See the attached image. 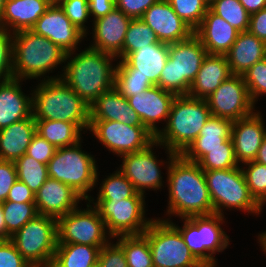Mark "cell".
<instances>
[{
	"label": "cell",
	"mask_w": 266,
	"mask_h": 267,
	"mask_svg": "<svg viewBox=\"0 0 266 267\" xmlns=\"http://www.w3.org/2000/svg\"><path fill=\"white\" fill-rule=\"evenodd\" d=\"M154 84L139 74H115V88L126 98L140 94Z\"/></svg>",
	"instance_id": "obj_45"
},
{
	"label": "cell",
	"mask_w": 266,
	"mask_h": 267,
	"mask_svg": "<svg viewBox=\"0 0 266 267\" xmlns=\"http://www.w3.org/2000/svg\"><path fill=\"white\" fill-rule=\"evenodd\" d=\"M109 152L121 157L147 148L155 141L145 126H129L119 121L90 120L89 129Z\"/></svg>",
	"instance_id": "obj_14"
},
{
	"label": "cell",
	"mask_w": 266,
	"mask_h": 267,
	"mask_svg": "<svg viewBox=\"0 0 266 267\" xmlns=\"http://www.w3.org/2000/svg\"><path fill=\"white\" fill-rule=\"evenodd\" d=\"M248 31L266 43V8L250 15Z\"/></svg>",
	"instance_id": "obj_53"
},
{
	"label": "cell",
	"mask_w": 266,
	"mask_h": 267,
	"mask_svg": "<svg viewBox=\"0 0 266 267\" xmlns=\"http://www.w3.org/2000/svg\"><path fill=\"white\" fill-rule=\"evenodd\" d=\"M6 201H13L19 203L35 202V194L23 182L16 180L9 190Z\"/></svg>",
	"instance_id": "obj_52"
},
{
	"label": "cell",
	"mask_w": 266,
	"mask_h": 267,
	"mask_svg": "<svg viewBox=\"0 0 266 267\" xmlns=\"http://www.w3.org/2000/svg\"><path fill=\"white\" fill-rule=\"evenodd\" d=\"M84 199L69 185L48 178L35 194V205L38 214L55 219L68 214L78 207Z\"/></svg>",
	"instance_id": "obj_23"
},
{
	"label": "cell",
	"mask_w": 266,
	"mask_h": 267,
	"mask_svg": "<svg viewBox=\"0 0 266 267\" xmlns=\"http://www.w3.org/2000/svg\"><path fill=\"white\" fill-rule=\"evenodd\" d=\"M143 234L148 238L154 267H204L169 221L156 218Z\"/></svg>",
	"instance_id": "obj_12"
},
{
	"label": "cell",
	"mask_w": 266,
	"mask_h": 267,
	"mask_svg": "<svg viewBox=\"0 0 266 267\" xmlns=\"http://www.w3.org/2000/svg\"><path fill=\"white\" fill-rule=\"evenodd\" d=\"M82 142L57 148L47 164V170L50 178L69 185L86 202L91 198L87 193L98 185L100 173L94 156L82 150Z\"/></svg>",
	"instance_id": "obj_6"
},
{
	"label": "cell",
	"mask_w": 266,
	"mask_h": 267,
	"mask_svg": "<svg viewBox=\"0 0 266 267\" xmlns=\"http://www.w3.org/2000/svg\"><path fill=\"white\" fill-rule=\"evenodd\" d=\"M63 9L69 20L85 35L88 27L85 25L90 18L88 0H55Z\"/></svg>",
	"instance_id": "obj_44"
},
{
	"label": "cell",
	"mask_w": 266,
	"mask_h": 267,
	"mask_svg": "<svg viewBox=\"0 0 266 267\" xmlns=\"http://www.w3.org/2000/svg\"><path fill=\"white\" fill-rule=\"evenodd\" d=\"M56 147L49 143L46 139L35 133L28 146L26 154L35 158L37 161L48 164L53 157Z\"/></svg>",
	"instance_id": "obj_48"
},
{
	"label": "cell",
	"mask_w": 266,
	"mask_h": 267,
	"mask_svg": "<svg viewBox=\"0 0 266 267\" xmlns=\"http://www.w3.org/2000/svg\"><path fill=\"white\" fill-rule=\"evenodd\" d=\"M36 124L33 114L0 130V160L16 161L28 149Z\"/></svg>",
	"instance_id": "obj_31"
},
{
	"label": "cell",
	"mask_w": 266,
	"mask_h": 267,
	"mask_svg": "<svg viewBox=\"0 0 266 267\" xmlns=\"http://www.w3.org/2000/svg\"><path fill=\"white\" fill-rule=\"evenodd\" d=\"M154 146H161L156 140L147 148L121 156L122 164L118 168L121 173L134 185L136 191L145 195V190H160L163 186V176L160 165L164 161L154 155ZM163 182V183H162Z\"/></svg>",
	"instance_id": "obj_16"
},
{
	"label": "cell",
	"mask_w": 266,
	"mask_h": 267,
	"mask_svg": "<svg viewBox=\"0 0 266 267\" xmlns=\"http://www.w3.org/2000/svg\"><path fill=\"white\" fill-rule=\"evenodd\" d=\"M103 246L98 255V267H128L123 248L116 242Z\"/></svg>",
	"instance_id": "obj_47"
},
{
	"label": "cell",
	"mask_w": 266,
	"mask_h": 267,
	"mask_svg": "<svg viewBox=\"0 0 266 267\" xmlns=\"http://www.w3.org/2000/svg\"><path fill=\"white\" fill-rule=\"evenodd\" d=\"M6 0H0V18L2 16Z\"/></svg>",
	"instance_id": "obj_59"
},
{
	"label": "cell",
	"mask_w": 266,
	"mask_h": 267,
	"mask_svg": "<svg viewBox=\"0 0 266 267\" xmlns=\"http://www.w3.org/2000/svg\"><path fill=\"white\" fill-rule=\"evenodd\" d=\"M211 112L206 99L176 96L164 128L155 136L160 148L182 154L198 137Z\"/></svg>",
	"instance_id": "obj_4"
},
{
	"label": "cell",
	"mask_w": 266,
	"mask_h": 267,
	"mask_svg": "<svg viewBox=\"0 0 266 267\" xmlns=\"http://www.w3.org/2000/svg\"><path fill=\"white\" fill-rule=\"evenodd\" d=\"M55 0H6L0 28L10 33L31 30Z\"/></svg>",
	"instance_id": "obj_26"
},
{
	"label": "cell",
	"mask_w": 266,
	"mask_h": 267,
	"mask_svg": "<svg viewBox=\"0 0 266 267\" xmlns=\"http://www.w3.org/2000/svg\"><path fill=\"white\" fill-rule=\"evenodd\" d=\"M266 204V201L261 205V211L263 209V206Z\"/></svg>",
	"instance_id": "obj_62"
},
{
	"label": "cell",
	"mask_w": 266,
	"mask_h": 267,
	"mask_svg": "<svg viewBox=\"0 0 266 267\" xmlns=\"http://www.w3.org/2000/svg\"><path fill=\"white\" fill-rule=\"evenodd\" d=\"M17 180L25 183L36 194L49 178L47 165L37 161L26 153L15 161Z\"/></svg>",
	"instance_id": "obj_35"
},
{
	"label": "cell",
	"mask_w": 266,
	"mask_h": 267,
	"mask_svg": "<svg viewBox=\"0 0 266 267\" xmlns=\"http://www.w3.org/2000/svg\"><path fill=\"white\" fill-rule=\"evenodd\" d=\"M0 267H32L11 240H0Z\"/></svg>",
	"instance_id": "obj_49"
},
{
	"label": "cell",
	"mask_w": 266,
	"mask_h": 267,
	"mask_svg": "<svg viewBox=\"0 0 266 267\" xmlns=\"http://www.w3.org/2000/svg\"><path fill=\"white\" fill-rule=\"evenodd\" d=\"M115 7V0H88L89 15L94 17L92 21L105 16Z\"/></svg>",
	"instance_id": "obj_54"
},
{
	"label": "cell",
	"mask_w": 266,
	"mask_h": 267,
	"mask_svg": "<svg viewBox=\"0 0 266 267\" xmlns=\"http://www.w3.org/2000/svg\"><path fill=\"white\" fill-rule=\"evenodd\" d=\"M211 115L232 122L255 111L242 75H231L206 99Z\"/></svg>",
	"instance_id": "obj_15"
},
{
	"label": "cell",
	"mask_w": 266,
	"mask_h": 267,
	"mask_svg": "<svg viewBox=\"0 0 266 267\" xmlns=\"http://www.w3.org/2000/svg\"><path fill=\"white\" fill-rule=\"evenodd\" d=\"M259 240L258 243L260 244V248H262L265 253H266V231L262 232L261 234L258 235L257 237Z\"/></svg>",
	"instance_id": "obj_58"
},
{
	"label": "cell",
	"mask_w": 266,
	"mask_h": 267,
	"mask_svg": "<svg viewBox=\"0 0 266 267\" xmlns=\"http://www.w3.org/2000/svg\"><path fill=\"white\" fill-rule=\"evenodd\" d=\"M2 209L7 226V233L10 236L38 214L35 202L19 203L4 201L2 202Z\"/></svg>",
	"instance_id": "obj_38"
},
{
	"label": "cell",
	"mask_w": 266,
	"mask_h": 267,
	"mask_svg": "<svg viewBox=\"0 0 266 267\" xmlns=\"http://www.w3.org/2000/svg\"><path fill=\"white\" fill-rule=\"evenodd\" d=\"M31 30L50 39L67 53L76 51L87 36L69 20L56 1L47 8Z\"/></svg>",
	"instance_id": "obj_17"
},
{
	"label": "cell",
	"mask_w": 266,
	"mask_h": 267,
	"mask_svg": "<svg viewBox=\"0 0 266 267\" xmlns=\"http://www.w3.org/2000/svg\"><path fill=\"white\" fill-rule=\"evenodd\" d=\"M231 75L225 55L207 54L187 95L207 99Z\"/></svg>",
	"instance_id": "obj_29"
},
{
	"label": "cell",
	"mask_w": 266,
	"mask_h": 267,
	"mask_svg": "<svg viewBox=\"0 0 266 267\" xmlns=\"http://www.w3.org/2000/svg\"><path fill=\"white\" fill-rule=\"evenodd\" d=\"M13 77V33L0 28V82Z\"/></svg>",
	"instance_id": "obj_46"
},
{
	"label": "cell",
	"mask_w": 266,
	"mask_h": 267,
	"mask_svg": "<svg viewBox=\"0 0 266 267\" xmlns=\"http://www.w3.org/2000/svg\"><path fill=\"white\" fill-rule=\"evenodd\" d=\"M87 202L86 209L77 207L57 219L58 243L106 246L113 239L97 208Z\"/></svg>",
	"instance_id": "obj_13"
},
{
	"label": "cell",
	"mask_w": 266,
	"mask_h": 267,
	"mask_svg": "<svg viewBox=\"0 0 266 267\" xmlns=\"http://www.w3.org/2000/svg\"><path fill=\"white\" fill-rule=\"evenodd\" d=\"M123 248L128 267H154L148 238L144 234L115 237Z\"/></svg>",
	"instance_id": "obj_34"
},
{
	"label": "cell",
	"mask_w": 266,
	"mask_h": 267,
	"mask_svg": "<svg viewBox=\"0 0 266 267\" xmlns=\"http://www.w3.org/2000/svg\"><path fill=\"white\" fill-rule=\"evenodd\" d=\"M208 5H210L214 0H204Z\"/></svg>",
	"instance_id": "obj_60"
},
{
	"label": "cell",
	"mask_w": 266,
	"mask_h": 267,
	"mask_svg": "<svg viewBox=\"0 0 266 267\" xmlns=\"http://www.w3.org/2000/svg\"><path fill=\"white\" fill-rule=\"evenodd\" d=\"M174 12L195 31L201 24L209 5L204 0H167Z\"/></svg>",
	"instance_id": "obj_41"
},
{
	"label": "cell",
	"mask_w": 266,
	"mask_h": 267,
	"mask_svg": "<svg viewBox=\"0 0 266 267\" xmlns=\"http://www.w3.org/2000/svg\"><path fill=\"white\" fill-rule=\"evenodd\" d=\"M251 101L255 105L258 97L266 94V61L256 62L242 75Z\"/></svg>",
	"instance_id": "obj_43"
},
{
	"label": "cell",
	"mask_w": 266,
	"mask_h": 267,
	"mask_svg": "<svg viewBox=\"0 0 266 267\" xmlns=\"http://www.w3.org/2000/svg\"><path fill=\"white\" fill-rule=\"evenodd\" d=\"M254 161L264 164L266 166V135L262 140L261 146Z\"/></svg>",
	"instance_id": "obj_57"
},
{
	"label": "cell",
	"mask_w": 266,
	"mask_h": 267,
	"mask_svg": "<svg viewBox=\"0 0 266 267\" xmlns=\"http://www.w3.org/2000/svg\"><path fill=\"white\" fill-rule=\"evenodd\" d=\"M245 10L251 15L266 8V0H239Z\"/></svg>",
	"instance_id": "obj_55"
},
{
	"label": "cell",
	"mask_w": 266,
	"mask_h": 267,
	"mask_svg": "<svg viewBox=\"0 0 266 267\" xmlns=\"http://www.w3.org/2000/svg\"><path fill=\"white\" fill-rule=\"evenodd\" d=\"M167 44L188 39L194 31L174 12L167 0H158L140 18Z\"/></svg>",
	"instance_id": "obj_21"
},
{
	"label": "cell",
	"mask_w": 266,
	"mask_h": 267,
	"mask_svg": "<svg viewBox=\"0 0 266 267\" xmlns=\"http://www.w3.org/2000/svg\"><path fill=\"white\" fill-rule=\"evenodd\" d=\"M11 236L7 233V226L4 220L2 203H0V240H10Z\"/></svg>",
	"instance_id": "obj_56"
},
{
	"label": "cell",
	"mask_w": 266,
	"mask_h": 267,
	"mask_svg": "<svg viewBox=\"0 0 266 267\" xmlns=\"http://www.w3.org/2000/svg\"><path fill=\"white\" fill-rule=\"evenodd\" d=\"M103 246L58 243L51 267H95Z\"/></svg>",
	"instance_id": "obj_32"
},
{
	"label": "cell",
	"mask_w": 266,
	"mask_h": 267,
	"mask_svg": "<svg viewBox=\"0 0 266 267\" xmlns=\"http://www.w3.org/2000/svg\"><path fill=\"white\" fill-rule=\"evenodd\" d=\"M168 57L169 44L160 42L147 45L119 60L115 74H139L157 85Z\"/></svg>",
	"instance_id": "obj_19"
},
{
	"label": "cell",
	"mask_w": 266,
	"mask_h": 267,
	"mask_svg": "<svg viewBox=\"0 0 266 267\" xmlns=\"http://www.w3.org/2000/svg\"><path fill=\"white\" fill-rule=\"evenodd\" d=\"M162 220L169 221L181 233L191 253L204 267H216L214 254L223 252L230 244L229 236L221 227L225 223L224 216L219 214L181 218L182 228L169 218Z\"/></svg>",
	"instance_id": "obj_8"
},
{
	"label": "cell",
	"mask_w": 266,
	"mask_h": 267,
	"mask_svg": "<svg viewBox=\"0 0 266 267\" xmlns=\"http://www.w3.org/2000/svg\"><path fill=\"white\" fill-rule=\"evenodd\" d=\"M209 9L219 17H222L237 31H248L250 14L239 0H214L209 5Z\"/></svg>",
	"instance_id": "obj_36"
},
{
	"label": "cell",
	"mask_w": 266,
	"mask_h": 267,
	"mask_svg": "<svg viewBox=\"0 0 266 267\" xmlns=\"http://www.w3.org/2000/svg\"><path fill=\"white\" fill-rule=\"evenodd\" d=\"M175 98V94L153 85L140 94L128 97L127 100L140 117L143 126L156 136L160 131L156 124L162 120L167 121Z\"/></svg>",
	"instance_id": "obj_20"
},
{
	"label": "cell",
	"mask_w": 266,
	"mask_h": 267,
	"mask_svg": "<svg viewBox=\"0 0 266 267\" xmlns=\"http://www.w3.org/2000/svg\"><path fill=\"white\" fill-rule=\"evenodd\" d=\"M31 91L34 119L75 123L87 132L90 107L63 80H41Z\"/></svg>",
	"instance_id": "obj_3"
},
{
	"label": "cell",
	"mask_w": 266,
	"mask_h": 267,
	"mask_svg": "<svg viewBox=\"0 0 266 267\" xmlns=\"http://www.w3.org/2000/svg\"><path fill=\"white\" fill-rule=\"evenodd\" d=\"M66 55L67 52L60 46L32 30L13 33V77L15 79H40L41 81L42 77L49 72L52 73L58 65L66 63Z\"/></svg>",
	"instance_id": "obj_5"
},
{
	"label": "cell",
	"mask_w": 266,
	"mask_h": 267,
	"mask_svg": "<svg viewBox=\"0 0 266 267\" xmlns=\"http://www.w3.org/2000/svg\"><path fill=\"white\" fill-rule=\"evenodd\" d=\"M264 60L266 61V46H265V51H264Z\"/></svg>",
	"instance_id": "obj_61"
},
{
	"label": "cell",
	"mask_w": 266,
	"mask_h": 267,
	"mask_svg": "<svg viewBox=\"0 0 266 267\" xmlns=\"http://www.w3.org/2000/svg\"><path fill=\"white\" fill-rule=\"evenodd\" d=\"M260 111H254L247 117L234 121L231 138L238 164L254 161L262 140L266 135V125Z\"/></svg>",
	"instance_id": "obj_22"
},
{
	"label": "cell",
	"mask_w": 266,
	"mask_h": 267,
	"mask_svg": "<svg viewBox=\"0 0 266 267\" xmlns=\"http://www.w3.org/2000/svg\"><path fill=\"white\" fill-rule=\"evenodd\" d=\"M158 0H115L116 8L132 19L141 18Z\"/></svg>",
	"instance_id": "obj_51"
},
{
	"label": "cell",
	"mask_w": 266,
	"mask_h": 267,
	"mask_svg": "<svg viewBox=\"0 0 266 267\" xmlns=\"http://www.w3.org/2000/svg\"><path fill=\"white\" fill-rule=\"evenodd\" d=\"M17 180L14 161L0 160V203L6 201L9 190Z\"/></svg>",
	"instance_id": "obj_50"
},
{
	"label": "cell",
	"mask_w": 266,
	"mask_h": 267,
	"mask_svg": "<svg viewBox=\"0 0 266 267\" xmlns=\"http://www.w3.org/2000/svg\"><path fill=\"white\" fill-rule=\"evenodd\" d=\"M10 240L32 267H51L58 245L57 219L37 214Z\"/></svg>",
	"instance_id": "obj_10"
},
{
	"label": "cell",
	"mask_w": 266,
	"mask_h": 267,
	"mask_svg": "<svg viewBox=\"0 0 266 267\" xmlns=\"http://www.w3.org/2000/svg\"><path fill=\"white\" fill-rule=\"evenodd\" d=\"M90 120L119 121L129 126L143 125L126 97L115 87L101 94L90 106Z\"/></svg>",
	"instance_id": "obj_28"
},
{
	"label": "cell",
	"mask_w": 266,
	"mask_h": 267,
	"mask_svg": "<svg viewBox=\"0 0 266 267\" xmlns=\"http://www.w3.org/2000/svg\"><path fill=\"white\" fill-rule=\"evenodd\" d=\"M106 177L100 184L97 199L122 200L130 198L137 193L134 185L119 169Z\"/></svg>",
	"instance_id": "obj_39"
},
{
	"label": "cell",
	"mask_w": 266,
	"mask_h": 267,
	"mask_svg": "<svg viewBox=\"0 0 266 267\" xmlns=\"http://www.w3.org/2000/svg\"><path fill=\"white\" fill-rule=\"evenodd\" d=\"M154 43H160L154 31L140 18L132 19L123 43V59L129 53Z\"/></svg>",
	"instance_id": "obj_37"
},
{
	"label": "cell",
	"mask_w": 266,
	"mask_h": 267,
	"mask_svg": "<svg viewBox=\"0 0 266 267\" xmlns=\"http://www.w3.org/2000/svg\"><path fill=\"white\" fill-rule=\"evenodd\" d=\"M232 121L210 115L198 137L181 154L186 160L199 162L207 150L224 148V142L231 137Z\"/></svg>",
	"instance_id": "obj_27"
},
{
	"label": "cell",
	"mask_w": 266,
	"mask_h": 267,
	"mask_svg": "<svg viewBox=\"0 0 266 267\" xmlns=\"http://www.w3.org/2000/svg\"><path fill=\"white\" fill-rule=\"evenodd\" d=\"M36 133L56 148L76 145L82 130L75 124L60 120L35 119Z\"/></svg>",
	"instance_id": "obj_33"
},
{
	"label": "cell",
	"mask_w": 266,
	"mask_h": 267,
	"mask_svg": "<svg viewBox=\"0 0 266 267\" xmlns=\"http://www.w3.org/2000/svg\"><path fill=\"white\" fill-rule=\"evenodd\" d=\"M168 209L165 215L189 218L214 214L204 170L166 147ZM172 215V216H171Z\"/></svg>",
	"instance_id": "obj_1"
},
{
	"label": "cell",
	"mask_w": 266,
	"mask_h": 267,
	"mask_svg": "<svg viewBox=\"0 0 266 267\" xmlns=\"http://www.w3.org/2000/svg\"><path fill=\"white\" fill-rule=\"evenodd\" d=\"M132 18L116 7L92 23L93 43L88 47L123 60V43Z\"/></svg>",
	"instance_id": "obj_18"
},
{
	"label": "cell",
	"mask_w": 266,
	"mask_h": 267,
	"mask_svg": "<svg viewBox=\"0 0 266 267\" xmlns=\"http://www.w3.org/2000/svg\"><path fill=\"white\" fill-rule=\"evenodd\" d=\"M266 43L249 31L239 32L225 54L232 74L243 75L256 62L264 59Z\"/></svg>",
	"instance_id": "obj_30"
},
{
	"label": "cell",
	"mask_w": 266,
	"mask_h": 267,
	"mask_svg": "<svg viewBox=\"0 0 266 267\" xmlns=\"http://www.w3.org/2000/svg\"><path fill=\"white\" fill-rule=\"evenodd\" d=\"M207 54L194 33L186 40L170 43L169 57L157 86L176 96L187 95Z\"/></svg>",
	"instance_id": "obj_7"
},
{
	"label": "cell",
	"mask_w": 266,
	"mask_h": 267,
	"mask_svg": "<svg viewBox=\"0 0 266 267\" xmlns=\"http://www.w3.org/2000/svg\"><path fill=\"white\" fill-rule=\"evenodd\" d=\"M75 52L67 53L62 74L45 76L42 80H63L90 107L101 94L115 86L117 64L112 62L118 58L89 47L80 53Z\"/></svg>",
	"instance_id": "obj_2"
},
{
	"label": "cell",
	"mask_w": 266,
	"mask_h": 267,
	"mask_svg": "<svg viewBox=\"0 0 266 267\" xmlns=\"http://www.w3.org/2000/svg\"><path fill=\"white\" fill-rule=\"evenodd\" d=\"M194 34L208 54L225 55L237 39L239 31L208 9Z\"/></svg>",
	"instance_id": "obj_24"
},
{
	"label": "cell",
	"mask_w": 266,
	"mask_h": 267,
	"mask_svg": "<svg viewBox=\"0 0 266 267\" xmlns=\"http://www.w3.org/2000/svg\"><path fill=\"white\" fill-rule=\"evenodd\" d=\"M243 165L241 168L250 194L261 206L266 201V166L256 161H248Z\"/></svg>",
	"instance_id": "obj_42"
},
{
	"label": "cell",
	"mask_w": 266,
	"mask_h": 267,
	"mask_svg": "<svg viewBox=\"0 0 266 267\" xmlns=\"http://www.w3.org/2000/svg\"><path fill=\"white\" fill-rule=\"evenodd\" d=\"M20 79L0 82V130L33 114L32 93L22 92Z\"/></svg>",
	"instance_id": "obj_25"
},
{
	"label": "cell",
	"mask_w": 266,
	"mask_h": 267,
	"mask_svg": "<svg viewBox=\"0 0 266 267\" xmlns=\"http://www.w3.org/2000/svg\"><path fill=\"white\" fill-rule=\"evenodd\" d=\"M204 176L214 214L224 216L226 209L243 210L253 215L261 213V206L250 194L241 166L204 170Z\"/></svg>",
	"instance_id": "obj_9"
},
{
	"label": "cell",
	"mask_w": 266,
	"mask_h": 267,
	"mask_svg": "<svg viewBox=\"0 0 266 267\" xmlns=\"http://www.w3.org/2000/svg\"><path fill=\"white\" fill-rule=\"evenodd\" d=\"M99 211L104 220L108 233L113 237L122 235H140L154 220L145 217V195L136 193L122 200L89 199Z\"/></svg>",
	"instance_id": "obj_11"
},
{
	"label": "cell",
	"mask_w": 266,
	"mask_h": 267,
	"mask_svg": "<svg viewBox=\"0 0 266 267\" xmlns=\"http://www.w3.org/2000/svg\"><path fill=\"white\" fill-rule=\"evenodd\" d=\"M203 170L230 169L239 166L234 154V144L230 137L224 142V148L207 150V154L198 162Z\"/></svg>",
	"instance_id": "obj_40"
}]
</instances>
